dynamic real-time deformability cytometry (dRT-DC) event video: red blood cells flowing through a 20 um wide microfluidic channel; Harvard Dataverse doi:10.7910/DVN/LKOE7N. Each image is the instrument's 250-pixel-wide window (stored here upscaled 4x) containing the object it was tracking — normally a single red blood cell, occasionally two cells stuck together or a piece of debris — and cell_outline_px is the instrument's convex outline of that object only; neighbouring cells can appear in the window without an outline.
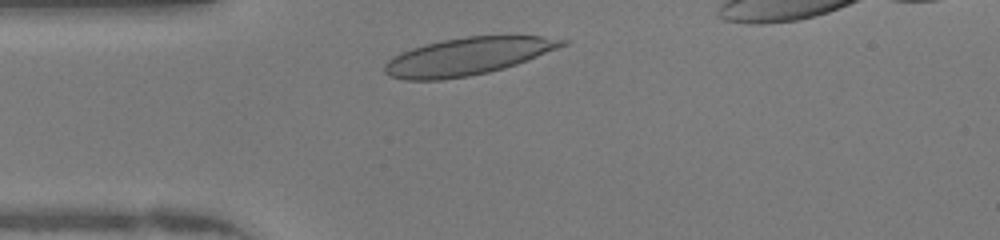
{"species": "human", "species_latin": "Homo sapiens", "temperature_condition": "warm", "stored_images_in_passage": 29, "camera_frame_rate_fps": 3000, "um_per_image_px": 0.085, "donor": {"sex": "female"}, "frame": {"image": 1, "passage_image": 3, "time_ms": 0.667, "image_size_px": [1000, 240], "cell_outline_px": [[572, 40], [568, 44], [516, 64], [504, 68], [488, 72], [468, 76], [440, 80], [404, 80], [388, 76], [384, 72], [384, 64], [392, 56], [400, 52], [424, 44], [444, 40], [468, 36], [540, 36]], "centroid_in_image_um": [39.71, 4.79], "position_along_channel_um": 45.3, "area_um2": 38.67}}
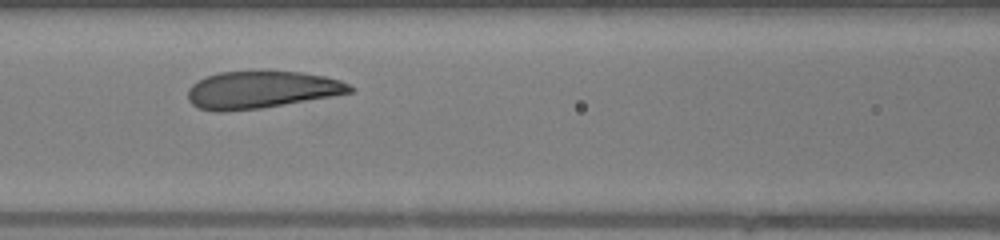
{"frame": {"image": 2, "passage_image": 11, "time_ms": 3.333, "image_size_px": [1000, 240], "cell_outline_px": [[356, 92], [260, 108], [224, 112], [216, 112], [200, 108], [192, 104], [188, 100], [188, 88], [192, 84], [208, 76], [220, 72], [304, 72], [324, 76], [340, 80], [356, 88]], "centroid_in_image_um": [22.24, 7.64], "position_along_channel_um": 144.4, "area_um2": 34.97}}
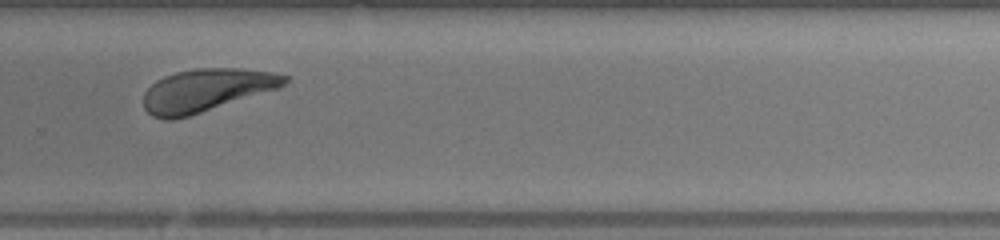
{"frame": {"image": 3, "passage_image": 23, "time_ms": 7.333, "image_size_px": [1000, 240], "cell_outline_px": [[288, 80], [280, 88], [188, 116], [172, 120], [164, 120], [152, 116], [144, 108], [144, 92], [156, 80], [164, 76], [176, 72], [196, 68], [240, 68], [272, 72], [288, 76]], "centroid_in_image_um": [17.52, 7.67], "position_along_channel_um": 312.3, "area_um2": 35.08}, "authors_computed_cell_mechanics": {"area_um2": 35.836, "velocity_mm_per_s": 4.2092, "shape_relaxation_time_tau1_ms": 2.6455, "shape_relaxation_time_tau2_ms": 1.3796, "deformation_change_tau1": 0.1266, "deformation_change_tau2": 0.0605}}